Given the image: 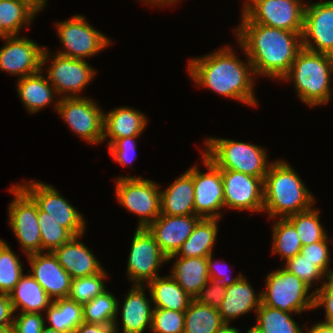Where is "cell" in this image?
Instances as JSON below:
<instances>
[{
	"label": "cell",
	"mask_w": 333,
	"mask_h": 333,
	"mask_svg": "<svg viewBox=\"0 0 333 333\" xmlns=\"http://www.w3.org/2000/svg\"><path fill=\"white\" fill-rule=\"evenodd\" d=\"M235 29L240 48L253 72L279 81L289 72L302 47V32H291L254 22H241Z\"/></svg>",
	"instance_id": "1"
},
{
	"label": "cell",
	"mask_w": 333,
	"mask_h": 333,
	"mask_svg": "<svg viewBox=\"0 0 333 333\" xmlns=\"http://www.w3.org/2000/svg\"><path fill=\"white\" fill-rule=\"evenodd\" d=\"M241 60L231 47H221L200 58L189 60V76L199 87L208 88L226 98L257 106L254 94L255 74L249 59Z\"/></svg>",
	"instance_id": "2"
},
{
	"label": "cell",
	"mask_w": 333,
	"mask_h": 333,
	"mask_svg": "<svg viewBox=\"0 0 333 333\" xmlns=\"http://www.w3.org/2000/svg\"><path fill=\"white\" fill-rule=\"evenodd\" d=\"M315 198L285 160L272 161L263 180V211L287 218L313 207Z\"/></svg>",
	"instance_id": "3"
},
{
	"label": "cell",
	"mask_w": 333,
	"mask_h": 333,
	"mask_svg": "<svg viewBox=\"0 0 333 333\" xmlns=\"http://www.w3.org/2000/svg\"><path fill=\"white\" fill-rule=\"evenodd\" d=\"M333 56L302 48L289 72L281 79L293 81L298 97L309 107L327 104L331 98Z\"/></svg>",
	"instance_id": "4"
},
{
	"label": "cell",
	"mask_w": 333,
	"mask_h": 333,
	"mask_svg": "<svg viewBox=\"0 0 333 333\" xmlns=\"http://www.w3.org/2000/svg\"><path fill=\"white\" fill-rule=\"evenodd\" d=\"M203 154L220 169L242 172L264 180L270 162L266 149L232 139L210 137L204 142Z\"/></svg>",
	"instance_id": "5"
},
{
	"label": "cell",
	"mask_w": 333,
	"mask_h": 333,
	"mask_svg": "<svg viewBox=\"0 0 333 333\" xmlns=\"http://www.w3.org/2000/svg\"><path fill=\"white\" fill-rule=\"evenodd\" d=\"M265 283L266 289L261 291L262 304L298 314L314 309V291L309 293L310 287L286 269L268 273Z\"/></svg>",
	"instance_id": "6"
},
{
	"label": "cell",
	"mask_w": 333,
	"mask_h": 333,
	"mask_svg": "<svg viewBox=\"0 0 333 333\" xmlns=\"http://www.w3.org/2000/svg\"><path fill=\"white\" fill-rule=\"evenodd\" d=\"M115 180L118 203L140 217L137 228H147L161 214V186L141 176H120Z\"/></svg>",
	"instance_id": "7"
},
{
	"label": "cell",
	"mask_w": 333,
	"mask_h": 333,
	"mask_svg": "<svg viewBox=\"0 0 333 333\" xmlns=\"http://www.w3.org/2000/svg\"><path fill=\"white\" fill-rule=\"evenodd\" d=\"M303 0H246L241 22H254L291 32H302Z\"/></svg>",
	"instance_id": "8"
},
{
	"label": "cell",
	"mask_w": 333,
	"mask_h": 333,
	"mask_svg": "<svg viewBox=\"0 0 333 333\" xmlns=\"http://www.w3.org/2000/svg\"><path fill=\"white\" fill-rule=\"evenodd\" d=\"M54 108L84 141L99 144L103 142L104 112L94 100L88 97H64L56 100Z\"/></svg>",
	"instance_id": "9"
},
{
	"label": "cell",
	"mask_w": 333,
	"mask_h": 333,
	"mask_svg": "<svg viewBox=\"0 0 333 333\" xmlns=\"http://www.w3.org/2000/svg\"><path fill=\"white\" fill-rule=\"evenodd\" d=\"M57 35L63 45L57 54L75 59H83L99 53L111 43L97 29H94L82 15H74L71 19L56 23Z\"/></svg>",
	"instance_id": "10"
},
{
	"label": "cell",
	"mask_w": 333,
	"mask_h": 333,
	"mask_svg": "<svg viewBox=\"0 0 333 333\" xmlns=\"http://www.w3.org/2000/svg\"><path fill=\"white\" fill-rule=\"evenodd\" d=\"M14 195L8 209L9 225L26 256L42 252L38 206L17 184L9 189Z\"/></svg>",
	"instance_id": "11"
},
{
	"label": "cell",
	"mask_w": 333,
	"mask_h": 333,
	"mask_svg": "<svg viewBox=\"0 0 333 333\" xmlns=\"http://www.w3.org/2000/svg\"><path fill=\"white\" fill-rule=\"evenodd\" d=\"M24 183L18 185L34 200L41 211L49 213L50 218L66 228L73 236L84 235L87 221L56 188L42 181Z\"/></svg>",
	"instance_id": "12"
},
{
	"label": "cell",
	"mask_w": 333,
	"mask_h": 333,
	"mask_svg": "<svg viewBox=\"0 0 333 333\" xmlns=\"http://www.w3.org/2000/svg\"><path fill=\"white\" fill-rule=\"evenodd\" d=\"M131 242L126 274L133 285L145 286L159 277L158 271L168 257L147 228H137Z\"/></svg>",
	"instance_id": "13"
},
{
	"label": "cell",
	"mask_w": 333,
	"mask_h": 333,
	"mask_svg": "<svg viewBox=\"0 0 333 333\" xmlns=\"http://www.w3.org/2000/svg\"><path fill=\"white\" fill-rule=\"evenodd\" d=\"M207 172L193 166L195 215L206 219H221V209L225 208L221 169L202 154Z\"/></svg>",
	"instance_id": "14"
},
{
	"label": "cell",
	"mask_w": 333,
	"mask_h": 333,
	"mask_svg": "<svg viewBox=\"0 0 333 333\" xmlns=\"http://www.w3.org/2000/svg\"><path fill=\"white\" fill-rule=\"evenodd\" d=\"M302 47L333 56V0L305 5Z\"/></svg>",
	"instance_id": "15"
},
{
	"label": "cell",
	"mask_w": 333,
	"mask_h": 333,
	"mask_svg": "<svg viewBox=\"0 0 333 333\" xmlns=\"http://www.w3.org/2000/svg\"><path fill=\"white\" fill-rule=\"evenodd\" d=\"M91 67L86 60L55 54L48 66L46 77L55 88L57 98L60 94L62 98L79 97V92H82L95 76L96 71Z\"/></svg>",
	"instance_id": "16"
},
{
	"label": "cell",
	"mask_w": 333,
	"mask_h": 333,
	"mask_svg": "<svg viewBox=\"0 0 333 333\" xmlns=\"http://www.w3.org/2000/svg\"><path fill=\"white\" fill-rule=\"evenodd\" d=\"M0 38L5 41L0 48V70L19 79L42 71L43 46L20 35Z\"/></svg>",
	"instance_id": "17"
},
{
	"label": "cell",
	"mask_w": 333,
	"mask_h": 333,
	"mask_svg": "<svg viewBox=\"0 0 333 333\" xmlns=\"http://www.w3.org/2000/svg\"><path fill=\"white\" fill-rule=\"evenodd\" d=\"M225 208L236 211H263V179L221 169Z\"/></svg>",
	"instance_id": "18"
},
{
	"label": "cell",
	"mask_w": 333,
	"mask_h": 333,
	"mask_svg": "<svg viewBox=\"0 0 333 333\" xmlns=\"http://www.w3.org/2000/svg\"><path fill=\"white\" fill-rule=\"evenodd\" d=\"M26 257L31 266V270L28 272L53 301L68 297L72 278L58 263L53 252H39Z\"/></svg>",
	"instance_id": "19"
},
{
	"label": "cell",
	"mask_w": 333,
	"mask_h": 333,
	"mask_svg": "<svg viewBox=\"0 0 333 333\" xmlns=\"http://www.w3.org/2000/svg\"><path fill=\"white\" fill-rule=\"evenodd\" d=\"M200 219L197 215L169 216L160 214L147 229L154 236L159 248L169 257L178 252Z\"/></svg>",
	"instance_id": "20"
},
{
	"label": "cell",
	"mask_w": 333,
	"mask_h": 333,
	"mask_svg": "<svg viewBox=\"0 0 333 333\" xmlns=\"http://www.w3.org/2000/svg\"><path fill=\"white\" fill-rule=\"evenodd\" d=\"M81 236H73L68 242L52 251L58 263L72 279L91 276L104 270L91 250L78 240Z\"/></svg>",
	"instance_id": "21"
},
{
	"label": "cell",
	"mask_w": 333,
	"mask_h": 333,
	"mask_svg": "<svg viewBox=\"0 0 333 333\" xmlns=\"http://www.w3.org/2000/svg\"><path fill=\"white\" fill-rule=\"evenodd\" d=\"M50 54L48 49L45 48L42 56V71L25 76L17 81L18 96L26 110L32 114L37 113L56 100L55 88L48 81V78H45V75H41L44 71L43 66L49 62Z\"/></svg>",
	"instance_id": "22"
},
{
	"label": "cell",
	"mask_w": 333,
	"mask_h": 333,
	"mask_svg": "<svg viewBox=\"0 0 333 333\" xmlns=\"http://www.w3.org/2000/svg\"><path fill=\"white\" fill-rule=\"evenodd\" d=\"M161 214L169 216L195 215L193 166L170 186L160 191Z\"/></svg>",
	"instance_id": "23"
},
{
	"label": "cell",
	"mask_w": 333,
	"mask_h": 333,
	"mask_svg": "<svg viewBox=\"0 0 333 333\" xmlns=\"http://www.w3.org/2000/svg\"><path fill=\"white\" fill-rule=\"evenodd\" d=\"M147 121L142 112L131 107L122 106L104 112L103 141L109 137V147L117 139L141 136L148 124Z\"/></svg>",
	"instance_id": "24"
},
{
	"label": "cell",
	"mask_w": 333,
	"mask_h": 333,
	"mask_svg": "<svg viewBox=\"0 0 333 333\" xmlns=\"http://www.w3.org/2000/svg\"><path fill=\"white\" fill-rule=\"evenodd\" d=\"M261 303V291L256 294L252 285L242 275L235 283L226 287L225 297L218 311L223 322L231 324L232 319L252 310L256 312Z\"/></svg>",
	"instance_id": "25"
},
{
	"label": "cell",
	"mask_w": 333,
	"mask_h": 333,
	"mask_svg": "<svg viewBox=\"0 0 333 333\" xmlns=\"http://www.w3.org/2000/svg\"><path fill=\"white\" fill-rule=\"evenodd\" d=\"M144 287L132 285L121 310L123 333H143L151 330L153 307L151 298L146 297ZM152 307V308H151Z\"/></svg>",
	"instance_id": "26"
},
{
	"label": "cell",
	"mask_w": 333,
	"mask_h": 333,
	"mask_svg": "<svg viewBox=\"0 0 333 333\" xmlns=\"http://www.w3.org/2000/svg\"><path fill=\"white\" fill-rule=\"evenodd\" d=\"M9 298L14 312L41 313L46 311L53 300L47 295L43 287L28 272L23 275L13 290L9 293ZM21 308V309H20Z\"/></svg>",
	"instance_id": "27"
},
{
	"label": "cell",
	"mask_w": 333,
	"mask_h": 333,
	"mask_svg": "<svg viewBox=\"0 0 333 333\" xmlns=\"http://www.w3.org/2000/svg\"><path fill=\"white\" fill-rule=\"evenodd\" d=\"M171 271V277L192 299L210 280L207 257H178Z\"/></svg>",
	"instance_id": "28"
},
{
	"label": "cell",
	"mask_w": 333,
	"mask_h": 333,
	"mask_svg": "<svg viewBox=\"0 0 333 333\" xmlns=\"http://www.w3.org/2000/svg\"><path fill=\"white\" fill-rule=\"evenodd\" d=\"M146 286L150 289L153 308L185 312L193 300L171 275L156 277Z\"/></svg>",
	"instance_id": "29"
},
{
	"label": "cell",
	"mask_w": 333,
	"mask_h": 333,
	"mask_svg": "<svg viewBox=\"0 0 333 333\" xmlns=\"http://www.w3.org/2000/svg\"><path fill=\"white\" fill-rule=\"evenodd\" d=\"M220 219L201 218L194 226L188 239L181 245L175 255L168 257V261L179 257H208L213 253L216 243Z\"/></svg>",
	"instance_id": "30"
},
{
	"label": "cell",
	"mask_w": 333,
	"mask_h": 333,
	"mask_svg": "<svg viewBox=\"0 0 333 333\" xmlns=\"http://www.w3.org/2000/svg\"><path fill=\"white\" fill-rule=\"evenodd\" d=\"M40 13L25 0H0V37L19 36Z\"/></svg>",
	"instance_id": "31"
},
{
	"label": "cell",
	"mask_w": 333,
	"mask_h": 333,
	"mask_svg": "<svg viewBox=\"0 0 333 333\" xmlns=\"http://www.w3.org/2000/svg\"><path fill=\"white\" fill-rule=\"evenodd\" d=\"M50 326L61 333H72L83 322L82 305L70 298L54 300L46 310Z\"/></svg>",
	"instance_id": "32"
},
{
	"label": "cell",
	"mask_w": 333,
	"mask_h": 333,
	"mask_svg": "<svg viewBox=\"0 0 333 333\" xmlns=\"http://www.w3.org/2000/svg\"><path fill=\"white\" fill-rule=\"evenodd\" d=\"M119 299L108 290L97 295L93 300L82 305L83 322L113 325L115 333L118 331Z\"/></svg>",
	"instance_id": "33"
},
{
	"label": "cell",
	"mask_w": 333,
	"mask_h": 333,
	"mask_svg": "<svg viewBox=\"0 0 333 333\" xmlns=\"http://www.w3.org/2000/svg\"><path fill=\"white\" fill-rule=\"evenodd\" d=\"M184 313V333H215L224 324L218 309L195 299Z\"/></svg>",
	"instance_id": "34"
},
{
	"label": "cell",
	"mask_w": 333,
	"mask_h": 333,
	"mask_svg": "<svg viewBox=\"0 0 333 333\" xmlns=\"http://www.w3.org/2000/svg\"><path fill=\"white\" fill-rule=\"evenodd\" d=\"M257 326L265 333H305L292 319L293 313L272 308L261 303L256 311Z\"/></svg>",
	"instance_id": "35"
},
{
	"label": "cell",
	"mask_w": 333,
	"mask_h": 333,
	"mask_svg": "<svg viewBox=\"0 0 333 333\" xmlns=\"http://www.w3.org/2000/svg\"><path fill=\"white\" fill-rule=\"evenodd\" d=\"M272 253L285 261L300 254L302 243L294 225L287 218H277L273 225Z\"/></svg>",
	"instance_id": "36"
},
{
	"label": "cell",
	"mask_w": 333,
	"mask_h": 333,
	"mask_svg": "<svg viewBox=\"0 0 333 333\" xmlns=\"http://www.w3.org/2000/svg\"><path fill=\"white\" fill-rule=\"evenodd\" d=\"M320 210L314 207L287 217L294 225L302 246L323 241L329 236L320 223Z\"/></svg>",
	"instance_id": "37"
},
{
	"label": "cell",
	"mask_w": 333,
	"mask_h": 333,
	"mask_svg": "<svg viewBox=\"0 0 333 333\" xmlns=\"http://www.w3.org/2000/svg\"><path fill=\"white\" fill-rule=\"evenodd\" d=\"M18 255L0 238V293L8 294L24 275Z\"/></svg>",
	"instance_id": "38"
},
{
	"label": "cell",
	"mask_w": 333,
	"mask_h": 333,
	"mask_svg": "<svg viewBox=\"0 0 333 333\" xmlns=\"http://www.w3.org/2000/svg\"><path fill=\"white\" fill-rule=\"evenodd\" d=\"M109 274L105 270L98 274L76 278L71 280V287L68 298L78 304H85L93 300L97 295L107 290L104 284V279Z\"/></svg>",
	"instance_id": "39"
},
{
	"label": "cell",
	"mask_w": 333,
	"mask_h": 333,
	"mask_svg": "<svg viewBox=\"0 0 333 333\" xmlns=\"http://www.w3.org/2000/svg\"><path fill=\"white\" fill-rule=\"evenodd\" d=\"M38 223L42 242V252H52L68 242L73 235L55 220L49 217V213L38 208Z\"/></svg>",
	"instance_id": "40"
},
{
	"label": "cell",
	"mask_w": 333,
	"mask_h": 333,
	"mask_svg": "<svg viewBox=\"0 0 333 333\" xmlns=\"http://www.w3.org/2000/svg\"><path fill=\"white\" fill-rule=\"evenodd\" d=\"M284 269L291 274L296 275L311 288H313V285L317 287L318 281L320 282V280H325V278L329 280V277L319 267H317L314 262H310L301 254L287 259L285 261Z\"/></svg>",
	"instance_id": "41"
},
{
	"label": "cell",
	"mask_w": 333,
	"mask_h": 333,
	"mask_svg": "<svg viewBox=\"0 0 333 333\" xmlns=\"http://www.w3.org/2000/svg\"><path fill=\"white\" fill-rule=\"evenodd\" d=\"M185 313L153 308L151 330L154 333H184Z\"/></svg>",
	"instance_id": "42"
},
{
	"label": "cell",
	"mask_w": 333,
	"mask_h": 333,
	"mask_svg": "<svg viewBox=\"0 0 333 333\" xmlns=\"http://www.w3.org/2000/svg\"><path fill=\"white\" fill-rule=\"evenodd\" d=\"M328 243L329 237L327 236L323 241L302 246L300 254L310 262H314L329 279H333V271L329 270L331 259Z\"/></svg>",
	"instance_id": "43"
},
{
	"label": "cell",
	"mask_w": 333,
	"mask_h": 333,
	"mask_svg": "<svg viewBox=\"0 0 333 333\" xmlns=\"http://www.w3.org/2000/svg\"><path fill=\"white\" fill-rule=\"evenodd\" d=\"M138 137L139 136L120 138L108 147L110 155H112L117 163L124 166L131 165L136 158L134 156H137L134 153H136V139Z\"/></svg>",
	"instance_id": "44"
},
{
	"label": "cell",
	"mask_w": 333,
	"mask_h": 333,
	"mask_svg": "<svg viewBox=\"0 0 333 333\" xmlns=\"http://www.w3.org/2000/svg\"><path fill=\"white\" fill-rule=\"evenodd\" d=\"M41 313H25L19 312L17 317H14L12 323V333H41L46 325L45 319Z\"/></svg>",
	"instance_id": "45"
},
{
	"label": "cell",
	"mask_w": 333,
	"mask_h": 333,
	"mask_svg": "<svg viewBox=\"0 0 333 333\" xmlns=\"http://www.w3.org/2000/svg\"><path fill=\"white\" fill-rule=\"evenodd\" d=\"M209 285V287H207ZM226 287L219 281L209 280L200 290L195 300L203 305L218 309L225 297Z\"/></svg>",
	"instance_id": "46"
},
{
	"label": "cell",
	"mask_w": 333,
	"mask_h": 333,
	"mask_svg": "<svg viewBox=\"0 0 333 333\" xmlns=\"http://www.w3.org/2000/svg\"><path fill=\"white\" fill-rule=\"evenodd\" d=\"M314 294V309L324 306L326 320L322 322L333 325V279L323 281Z\"/></svg>",
	"instance_id": "47"
},
{
	"label": "cell",
	"mask_w": 333,
	"mask_h": 333,
	"mask_svg": "<svg viewBox=\"0 0 333 333\" xmlns=\"http://www.w3.org/2000/svg\"><path fill=\"white\" fill-rule=\"evenodd\" d=\"M221 263H223V261L222 262L213 261V253L207 257L208 274H209V278L211 280L219 281L225 287H228V286L232 285L233 283H235L243 275L240 273L239 275H236L235 277H232V279H231L230 276L226 275L227 267H226V269H224V268L222 269L224 264H221Z\"/></svg>",
	"instance_id": "48"
},
{
	"label": "cell",
	"mask_w": 333,
	"mask_h": 333,
	"mask_svg": "<svg viewBox=\"0 0 333 333\" xmlns=\"http://www.w3.org/2000/svg\"><path fill=\"white\" fill-rule=\"evenodd\" d=\"M14 313L9 295L0 293V327H12Z\"/></svg>",
	"instance_id": "49"
},
{
	"label": "cell",
	"mask_w": 333,
	"mask_h": 333,
	"mask_svg": "<svg viewBox=\"0 0 333 333\" xmlns=\"http://www.w3.org/2000/svg\"><path fill=\"white\" fill-rule=\"evenodd\" d=\"M72 333H115L113 325L82 322Z\"/></svg>",
	"instance_id": "50"
},
{
	"label": "cell",
	"mask_w": 333,
	"mask_h": 333,
	"mask_svg": "<svg viewBox=\"0 0 333 333\" xmlns=\"http://www.w3.org/2000/svg\"><path fill=\"white\" fill-rule=\"evenodd\" d=\"M306 333H333V325L320 321L313 324Z\"/></svg>",
	"instance_id": "51"
},
{
	"label": "cell",
	"mask_w": 333,
	"mask_h": 333,
	"mask_svg": "<svg viewBox=\"0 0 333 333\" xmlns=\"http://www.w3.org/2000/svg\"><path fill=\"white\" fill-rule=\"evenodd\" d=\"M141 1H143V2H145L147 5L148 4H151V5H155V6H163V7H165L164 5H168V6H170L169 4H174V3H177V1L176 0H141Z\"/></svg>",
	"instance_id": "52"
},
{
	"label": "cell",
	"mask_w": 333,
	"mask_h": 333,
	"mask_svg": "<svg viewBox=\"0 0 333 333\" xmlns=\"http://www.w3.org/2000/svg\"><path fill=\"white\" fill-rule=\"evenodd\" d=\"M25 1H27L32 7H34L39 12L45 8L48 0H25Z\"/></svg>",
	"instance_id": "53"
},
{
	"label": "cell",
	"mask_w": 333,
	"mask_h": 333,
	"mask_svg": "<svg viewBox=\"0 0 333 333\" xmlns=\"http://www.w3.org/2000/svg\"><path fill=\"white\" fill-rule=\"evenodd\" d=\"M215 333H240L235 327H230V323H224Z\"/></svg>",
	"instance_id": "54"
},
{
	"label": "cell",
	"mask_w": 333,
	"mask_h": 333,
	"mask_svg": "<svg viewBox=\"0 0 333 333\" xmlns=\"http://www.w3.org/2000/svg\"><path fill=\"white\" fill-rule=\"evenodd\" d=\"M246 333H265L259 326L255 325L250 328Z\"/></svg>",
	"instance_id": "55"
},
{
	"label": "cell",
	"mask_w": 333,
	"mask_h": 333,
	"mask_svg": "<svg viewBox=\"0 0 333 333\" xmlns=\"http://www.w3.org/2000/svg\"><path fill=\"white\" fill-rule=\"evenodd\" d=\"M41 333H61L59 331H56L55 329L49 328L46 325L43 327Z\"/></svg>",
	"instance_id": "56"
},
{
	"label": "cell",
	"mask_w": 333,
	"mask_h": 333,
	"mask_svg": "<svg viewBox=\"0 0 333 333\" xmlns=\"http://www.w3.org/2000/svg\"><path fill=\"white\" fill-rule=\"evenodd\" d=\"M0 333H12V327H0Z\"/></svg>",
	"instance_id": "57"
}]
</instances>
